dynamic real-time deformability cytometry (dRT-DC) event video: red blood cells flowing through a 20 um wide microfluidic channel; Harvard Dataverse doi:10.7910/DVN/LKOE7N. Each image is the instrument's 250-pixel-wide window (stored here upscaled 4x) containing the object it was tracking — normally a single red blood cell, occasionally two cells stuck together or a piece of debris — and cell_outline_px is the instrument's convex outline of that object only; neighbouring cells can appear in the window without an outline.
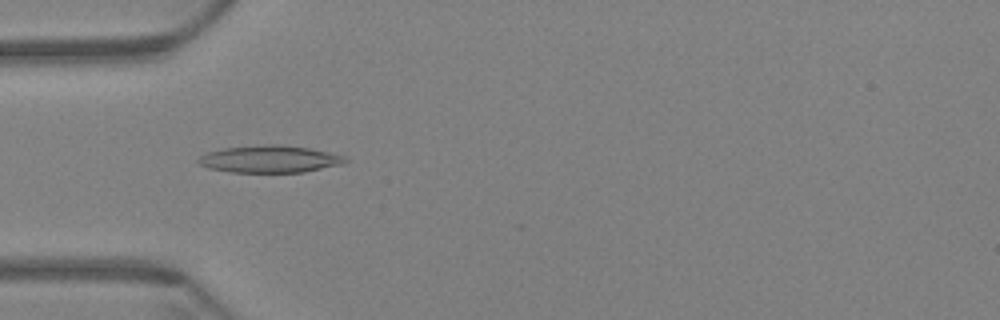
{"species": "Egyptian fruit bat (a non-hibernating species)", "species_latin": "Rousettus aegyptiacus", "temperature_condition": "warm", "stored_images_in_passage": 60, "camera_frame_rate_fps": 3000, "um_per_image_px": 0.085, "animal": {"sex": "female"}, "frame": {"image": 1, "passage_image": 19, "time_ms": 6.0, "image_size_px": [1000, 320], "cell_outline_px": [[348, 160], [340, 164], [304, 172], [232, 172], [208, 168], [200, 164], [196, 160], [200, 156], [208, 152], [224, 148], [268, 144], [276, 144], [308, 148], [344, 156]], "centroid_in_image_um": [22.88, 13.52], "position_along_channel_um": 62.1, "area_um2": 22.89}}
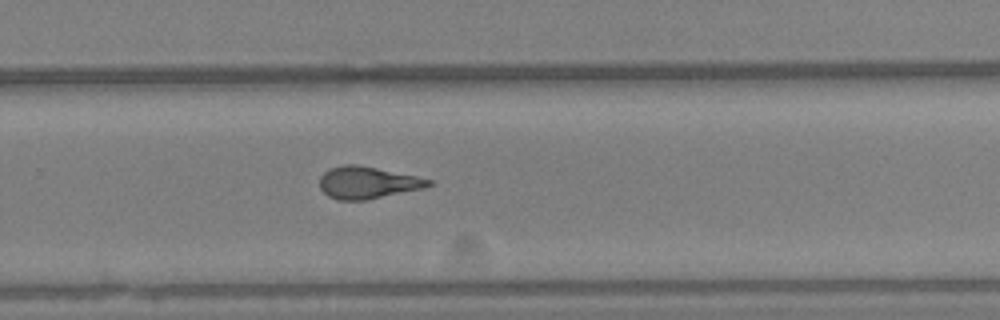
{"frame": {"image": 2, "passage_image": 40, "time_ms": 13.0, "image_size_px": [1000, 320], "cell_outline_px": [[432, 184], [424, 188], [364, 200], [340, 200], [328, 196], [320, 188], [320, 176], [324, 172], [332, 168], [344, 164], [356, 164], [416, 176], [432, 180]], "centroid_in_image_um": [31.22, 15.52], "position_along_channel_um": 298.6, "area_um2": 20.06}}
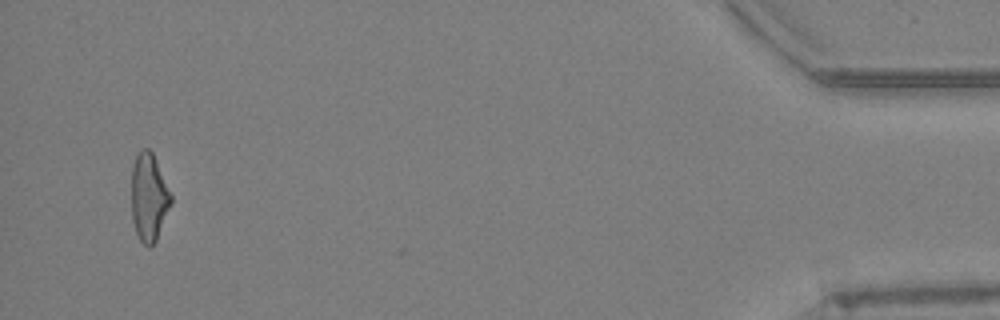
{"frame": {"image": 3, "passage_image": 58, "time_ms": 19.0, "image_size_px": [1000, 320], "cell_outline_px": [[172, 204], [156, 240], [148, 248], [140, 240], [136, 232], [132, 220], [132, 164], [140, 148], [148, 148], [152, 152], [172, 196]], "centroid_in_image_um": [12.65, 16.76], "position_along_channel_um": 422.5, "area_um2": 20.17}, "authors_computed_cell_mechanics": {"area_um2": 20.6924, "velocity_mm_per_s": 3.4071, "shape_relaxation_time_tau1_ms": 8.629, "shape_relaxation_time_tau2_ms": 2.6395, "deformation_change_tau1": 0.2502, "deformation_change_tau2": 0.1276}}